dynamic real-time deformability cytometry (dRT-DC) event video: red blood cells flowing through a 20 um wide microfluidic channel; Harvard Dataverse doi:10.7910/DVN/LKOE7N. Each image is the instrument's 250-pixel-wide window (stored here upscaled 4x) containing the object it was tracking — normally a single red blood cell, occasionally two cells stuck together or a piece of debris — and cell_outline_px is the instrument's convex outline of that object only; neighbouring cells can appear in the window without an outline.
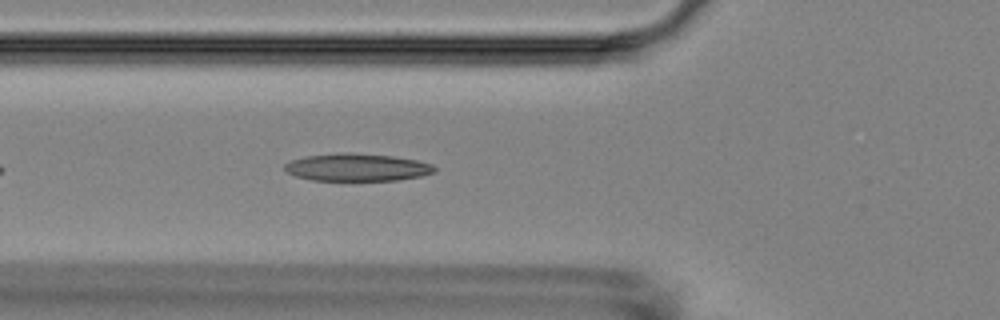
{"species": "Egyptian fruit bat (a non-hibernating species)", "species_latin": "Rousettus aegyptiacus", "temperature_condition": "room temperature", "stored_images_in_passage": 4, "camera_frame_rate_fps": 3000, "um_per_image_px": 0.085, "animal": {"sex": "female"}, "frame": {"image": 1, "passage_image": 4, "time_ms": 3.333, "image_size_px": [1000, 320], "cell_outline_px": [[436, 172], [420, 176], [396, 180], [312, 180], [296, 176], [288, 172], [284, 168], [284, 164], [292, 160], [304, 156], [340, 152], [348, 152], [392, 156], [416, 160], [432, 164], [436, 168]], "centroid_in_image_um": [30.34, 14.21], "position_along_channel_um": 95.5, "area_um2": 23.99}}